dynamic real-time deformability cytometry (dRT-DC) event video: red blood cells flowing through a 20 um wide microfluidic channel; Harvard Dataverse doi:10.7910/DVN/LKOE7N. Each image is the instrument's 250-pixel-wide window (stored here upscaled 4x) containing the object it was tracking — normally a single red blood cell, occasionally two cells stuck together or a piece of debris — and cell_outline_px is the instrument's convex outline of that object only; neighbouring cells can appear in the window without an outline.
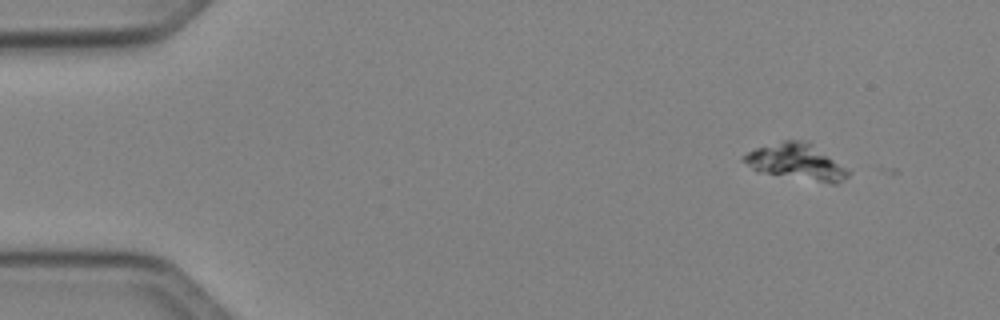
{"species": "Egyptian fruit bat (a non-hibernating species)", "species_latin": "Rousettus aegyptiacus", "temperature_condition": "cold", "stored_images_in_passage": 4, "camera_frame_rate_fps": 3000, "um_per_image_px": 0.085, "animal": {"sex": "female"}, "frame": {"image": 1, "passage_image": 3, "time_ms": 0.667, "image_size_px": [1000, 320], "cell_outline_px": [[852, 172], [844, 180], [836, 184], [832, 184], [756, 172], [740, 160], [748, 152], [756, 148], [784, 140], [808, 140]], "centroid_in_image_um": [67.69, 13.77], "position_along_channel_um": 17.3, "area_um2": 22.25}}